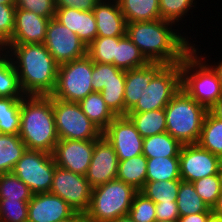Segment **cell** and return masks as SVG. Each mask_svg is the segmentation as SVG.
I'll return each mask as SVG.
<instances>
[{
	"mask_svg": "<svg viewBox=\"0 0 222 222\" xmlns=\"http://www.w3.org/2000/svg\"><path fill=\"white\" fill-rule=\"evenodd\" d=\"M127 116L143 138L166 132L164 108L147 112H129Z\"/></svg>",
	"mask_w": 222,
	"mask_h": 222,
	"instance_id": "cell-26",
	"label": "cell"
},
{
	"mask_svg": "<svg viewBox=\"0 0 222 222\" xmlns=\"http://www.w3.org/2000/svg\"><path fill=\"white\" fill-rule=\"evenodd\" d=\"M58 222H74V214L70 218Z\"/></svg>",
	"mask_w": 222,
	"mask_h": 222,
	"instance_id": "cell-55",
	"label": "cell"
},
{
	"mask_svg": "<svg viewBox=\"0 0 222 222\" xmlns=\"http://www.w3.org/2000/svg\"><path fill=\"white\" fill-rule=\"evenodd\" d=\"M15 0H0V4L14 5Z\"/></svg>",
	"mask_w": 222,
	"mask_h": 222,
	"instance_id": "cell-54",
	"label": "cell"
},
{
	"mask_svg": "<svg viewBox=\"0 0 222 222\" xmlns=\"http://www.w3.org/2000/svg\"><path fill=\"white\" fill-rule=\"evenodd\" d=\"M50 18L16 7L13 35L6 44H44Z\"/></svg>",
	"mask_w": 222,
	"mask_h": 222,
	"instance_id": "cell-18",
	"label": "cell"
},
{
	"mask_svg": "<svg viewBox=\"0 0 222 222\" xmlns=\"http://www.w3.org/2000/svg\"><path fill=\"white\" fill-rule=\"evenodd\" d=\"M55 19L77 34L86 46L97 37V23L92 11H81L74 8H56Z\"/></svg>",
	"mask_w": 222,
	"mask_h": 222,
	"instance_id": "cell-20",
	"label": "cell"
},
{
	"mask_svg": "<svg viewBox=\"0 0 222 222\" xmlns=\"http://www.w3.org/2000/svg\"><path fill=\"white\" fill-rule=\"evenodd\" d=\"M44 45L58 65L87 55V46L77 34L59 23L55 18H51L48 23Z\"/></svg>",
	"mask_w": 222,
	"mask_h": 222,
	"instance_id": "cell-12",
	"label": "cell"
},
{
	"mask_svg": "<svg viewBox=\"0 0 222 222\" xmlns=\"http://www.w3.org/2000/svg\"><path fill=\"white\" fill-rule=\"evenodd\" d=\"M221 158L198 144L182 145L179 153L180 178L192 183L198 179L220 173Z\"/></svg>",
	"mask_w": 222,
	"mask_h": 222,
	"instance_id": "cell-13",
	"label": "cell"
},
{
	"mask_svg": "<svg viewBox=\"0 0 222 222\" xmlns=\"http://www.w3.org/2000/svg\"><path fill=\"white\" fill-rule=\"evenodd\" d=\"M150 62L145 58L140 49L128 38L127 35L119 37L114 66L122 70H131L144 67Z\"/></svg>",
	"mask_w": 222,
	"mask_h": 222,
	"instance_id": "cell-28",
	"label": "cell"
},
{
	"mask_svg": "<svg viewBox=\"0 0 222 222\" xmlns=\"http://www.w3.org/2000/svg\"><path fill=\"white\" fill-rule=\"evenodd\" d=\"M181 180L179 157L147 158L146 181Z\"/></svg>",
	"mask_w": 222,
	"mask_h": 222,
	"instance_id": "cell-30",
	"label": "cell"
},
{
	"mask_svg": "<svg viewBox=\"0 0 222 222\" xmlns=\"http://www.w3.org/2000/svg\"><path fill=\"white\" fill-rule=\"evenodd\" d=\"M210 213L211 212H203L180 216L178 222H206Z\"/></svg>",
	"mask_w": 222,
	"mask_h": 222,
	"instance_id": "cell-47",
	"label": "cell"
},
{
	"mask_svg": "<svg viewBox=\"0 0 222 222\" xmlns=\"http://www.w3.org/2000/svg\"><path fill=\"white\" fill-rule=\"evenodd\" d=\"M164 110L166 132L182 145L197 144L208 109L180 88Z\"/></svg>",
	"mask_w": 222,
	"mask_h": 222,
	"instance_id": "cell-5",
	"label": "cell"
},
{
	"mask_svg": "<svg viewBox=\"0 0 222 222\" xmlns=\"http://www.w3.org/2000/svg\"><path fill=\"white\" fill-rule=\"evenodd\" d=\"M118 162L112 144L101 135L95 142L86 179L93 188L115 180L118 174Z\"/></svg>",
	"mask_w": 222,
	"mask_h": 222,
	"instance_id": "cell-16",
	"label": "cell"
},
{
	"mask_svg": "<svg viewBox=\"0 0 222 222\" xmlns=\"http://www.w3.org/2000/svg\"><path fill=\"white\" fill-rule=\"evenodd\" d=\"M75 212L59 196L51 193L33 194L28 202L27 222H58L70 218Z\"/></svg>",
	"mask_w": 222,
	"mask_h": 222,
	"instance_id": "cell-17",
	"label": "cell"
},
{
	"mask_svg": "<svg viewBox=\"0 0 222 222\" xmlns=\"http://www.w3.org/2000/svg\"><path fill=\"white\" fill-rule=\"evenodd\" d=\"M125 82H111L100 92L106 106L115 116H125Z\"/></svg>",
	"mask_w": 222,
	"mask_h": 222,
	"instance_id": "cell-40",
	"label": "cell"
},
{
	"mask_svg": "<svg viewBox=\"0 0 222 222\" xmlns=\"http://www.w3.org/2000/svg\"><path fill=\"white\" fill-rule=\"evenodd\" d=\"M14 5L19 9L34 12L45 18H55V0H15Z\"/></svg>",
	"mask_w": 222,
	"mask_h": 222,
	"instance_id": "cell-43",
	"label": "cell"
},
{
	"mask_svg": "<svg viewBox=\"0 0 222 222\" xmlns=\"http://www.w3.org/2000/svg\"><path fill=\"white\" fill-rule=\"evenodd\" d=\"M156 220H178L180 215L178 212L177 201L170 203H155Z\"/></svg>",
	"mask_w": 222,
	"mask_h": 222,
	"instance_id": "cell-45",
	"label": "cell"
},
{
	"mask_svg": "<svg viewBox=\"0 0 222 222\" xmlns=\"http://www.w3.org/2000/svg\"><path fill=\"white\" fill-rule=\"evenodd\" d=\"M156 222H178V220H156Z\"/></svg>",
	"mask_w": 222,
	"mask_h": 222,
	"instance_id": "cell-56",
	"label": "cell"
},
{
	"mask_svg": "<svg viewBox=\"0 0 222 222\" xmlns=\"http://www.w3.org/2000/svg\"><path fill=\"white\" fill-rule=\"evenodd\" d=\"M147 158L140 154L118 162L117 180L133 186L140 191L146 182Z\"/></svg>",
	"mask_w": 222,
	"mask_h": 222,
	"instance_id": "cell-24",
	"label": "cell"
},
{
	"mask_svg": "<svg viewBox=\"0 0 222 222\" xmlns=\"http://www.w3.org/2000/svg\"><path fill=\"white\" fill-rule=\"evenodd\" d=\"M126 71L113 64L93 62L92 86L94 92H101L111 82H125Z\"/></svg>",
	"mask_w": 222,
	"mask_h": 222,
	"instance_id": "cell-37",
	"label": "cell"
},
{
	"mask_svg": "<svg viewBox=\"0 0 222 222\" xmlns=\"http://www.w3.org/2000/svg\"><path fill=\"white\" fill-rule=\"evenodd\" d=\"M32 196L30 188L12 172L0 175V200L30 201Z\"/></svg>",
	"mask_w": 222,
	"mask_h": 222,
	"instance_id": "cell-35",
	"label": "cell"
},
{
	"mask_svg": "<svg viewBox=\"0 0 222 222\" xmlns=\"http://www.w3.org/2000/svg\"><path fill=\"white\" fill-rule=\"evenodd\" d=\"M110 222H135L129 215L118 217L115 220H112Z\"/></svg>",
	"mask_w": 222,
	"mask_h": 222,
	"instance_id": "cell-53",
	"label": "cell"
},
{
	"mask_svg": "<svg viewBox=\"0 0 222 222\" xmlns=\"http://www.w3.org/2000/svg\"><path fill=\"white\" fill-rule=\"evenodd\" d=\"M55 166L52 154L27 149L16 162L12 173L23 181L33 194L49 193Z\"/></svg>",
	"mask_w": 222,
	"mask_h": 222,
	"instance_id": "cell-10",
	"label": "cell"
},
{
	"mask_svg": "<svg viewBox=\"0 0 222 222\" xmlns=\"http://www.w3.org/2000/svg\"><path fill=\"white\" fill-rule=\"evenodd\" d=\"M164 66L162 63H149L148 65L126 70L125 75V116L136 106L142 97L145 87L149 85L154 75Z\"/></svg>",
	"mask_w": 222,
	"mask_h": 222,
	"instance_id": "cell-21",
	"label": "cell"
},
{
	"mask_svg": "<svg viewBox=\"0 0 222 222\" xmlns=\"http://www.w3.org/2000/svg\"><path fill=\"white\" fill-rule=\"evenodd\" d=\"M102 135L112 144L118 161L143 153L144 138L128 116H116L102 132Z\"/></svg>",
	"mask_w": 222,
	"mask_h": 222,
	"instance_id": "cell-14",
	"label": "cell"
},
{
	"mask_svg": "<svg viewBox=\"0 0 222 222\" xmlns=\"http://www.w3.org/2000/svg\"><path fill=\"white\" fill-rule=\"evenodd\" d=\"M182 144L169 133L163 132L145 137L143 140V155L146 158L179 157Z\"/></svg>",
	"mask_w": 222,
	"mask_h": 222,
	"instance_id": "cell-23",
	"label": "cell"
},
{
	"mask_svg": "<svg viewBox=\"0 0 222 222\" xmlns=\"http://www.w3.org/2000/svg\"><path fill=\"white\" fill-rule=\"evenodd\" d=\"M119 37L97 36L87 46V56L93 61L102 64H113L116 57Z\"/></svg>",
	"mask_w": 222,
	"mask_h": 222,
	"instance_id": "cell-36",
	"label": "cell"
},
{
	"mask_svg": "<svg viewBox=\"0 0 222 222\" xmlns=\"http://www.w3.org/2000/svg\"><path fill=\"white\" fill-rule=\"evenodd\" d=\"M181 182L182 180L146 181L140 192L154 203H170L177 201Z\"/></svg>",
	"mask_w": 222,
	"mask_h": 222,
	"instance_id": "cell-34",
	"label": "cell"
},
{
	"mask_svg": "<svg viewBox=\"0 0 222 222\" xmlns=\"http://www.w3.org/2000/svg\"><path fill=\"white\" fill-rule=\"evenodd\" d=\"M19 77L8 53L0 49V97L23 98Z\"/></svg>",
	"mask_w": 222,
	"mask_h": 222,
	"instance_id": "cell-29",
	"label": "cell"
},
{
	"mask_svg": "<svg viewBox=\"0 0 222 222\" xmlns=\"http://www.w3.org/2000/svg\"><path fill=\"white\" fill-rule=\"evenodd\" d=\"M220 173H221V177H222V160H221V164H220Z\"/></svg>",
	"mask_w": 222,
	"mask_h": 222,
	"instance_id": "cell-57",
	"label": "cell"
},
{
	"mask_svg": "<svg viewBox=\"0 0 222 222\" xmlns=\"http://www.w3.org/2000/svg\"><path fill=\"white\" fill-rule=\"evenodd\" d=\"M97 23V36L123 37L127 22L117 0H100L92 10Z\"/></svg>",
	"mask_w": 222,
	"mask_h": 222,
	"instance_id": "cell-19",
	"label": "cell"
},
{
	"mask_svg": "<svg viewBox=\"0 0 222 222\" xmlns=\"http://www.w3.org/2000/svg\"><path fill=\"white\" fill-rule=\"evenodd\" d=\"M85 115L103 132L116 117L106 106L100 92L88 94L79 102Z\"/></svg>",
	"mask_w": 222,
	"mask_h": 222,
	"instance_id": "cell-25",
	"label": "cell"
},
{
	"mask_svg": "<svg viewBox=\"0 0 222 222\" xmlns=\"http://www.w3.org/2000/svg\"><path fill=\"white\" fill-rule=\"evenodd\" d=\"M212 212L222 216V192L218 196L217 202L212 208Z\"/></svg>",
	"mask_w": 222,
	"mask_h": 222,
	"instance_id": "cell-51",
	"label": "cell"
},
{
	"mask_svg": "<svg viewBox=\"0 0 222 222\" xmlns=\"http://www.w3.org/2000/svg\"><path fill=\"white\" fill-rule=\"evenodd\" d=\"M137 192L133 186L117 179L94 187L86 213L98 222L127 216Z\"/></svg>",
	"mask_w": 222,
	"mask_h": 222,
	"instance_id": "cell-6",
	"label": "cell"
},
{
	"mask_svg": "<svg viewBox=\"0 0 222 222\" xmlns=\"http://www.w3.org/2000/svg\"><path fill=\"white\" fill-rule=\"evenodd\" d=\"M196 0H160V17L163 20L174 23L175 25L185 19L190 9L196 7Z\"/></svg>",
	"mask_w": 222,
	"mask_h": 222,
	"instance_id": "cell-38",
	"label": "cell"
},
{
	"mask_svg": "<svg viewBox=\"0 0 222 222\" xmlns=\"http://www.w3.org/2000/svg\"><path fill=\"white\" fill-rule=\"evenodd\" d=\"M74 222H98L97 220L90 217L86 212H75Z\"/></svg>",
	"mask_w": 222,
	"mask_h": 222,
	"instance_id": "cell-49",
	"label": "cell"
},
{
	"mask_svg": "<svg viewBox=\"0 0 222 222\" xmlns=\"http://www.w3.org/2000/svg\"><path fill=\"white\" fill-rule=\"evenodd\" d=\"M26 150V145L18 134L0 133V175L11 173Z\"/></svg>",
	"mask_w": 222,
	"mask_h": 222,
	"instance_id": "cell-27",
	"label": "cell"
},
{
	"mask_svg": "<svg viewBox=\"0 0 222 222\" xmlns=\"http://www.w3.org/2000/svg\"><path fill=\"white\" fill-rule=\"evenodd\" d=\"M135 222H156L155 203L138 191L128 214Z\"/></svg>",
	"mask_w": 222,
	"mask_h": 222,
	"instance_id": "cell-41",
	"label": "cell"
},
{
	"mask_svg": "<svg viewBox=\"0 0 222 222\" xmlns=\"http://www.w3.org/2000/svg\"><path fill=\"white\" fill-rule=\"evenodd\" d=\"M96 140H60L52 156L55 164L63 169L86 176Z\"/></svg>",
	"mask_w": 222,
	"mask_h": 222,
	"instance_id": "cell-15",
	"label": "cell"
},
{
	"mask_svg": "<svg viewBox=\"0 0 222 222\" xmlns=\"http://www.w3.org/2000/svg\"><path fill=\"white\" fill-rule=\"evenodd\" d=\"M208 64L217 74L218 80L220 81L222 86V60L221 61L219 60L217 63L215 61L213 63L209 62Z\"/></svg>",
	"mask_w": 222,
	"mask_h": 222,
	"instance_id": "cell-50",
	"label": "cell"
},
{
	"mask_svg": "<svg viewBox=\"0 0 222 222\" xmlns=\"http://www.w3.org/2000/svg\"><path fill=\"white\" fill-rule=\"evenodd\" d=\"M22 98L0 97V133L19 134Z\"/></svg>",
	"mask_w": 222,
	"mask_h": 222,
	"instance_id": "cell-32",
	"label": "cell"
},
{
	"mask_svg": "<svg viewBox=\"0 0 222 222\" xmlns=\"http://www.w3.org/2000/svg\"><path fill=\"white\" fill-rule=\"evenodd\" d=\"M28 202L0 200V222H27Z\"/></svg>",
	"mask_w": 222,
	"mask_h": 222,
	"instance_id": "cell-42",
	"label": "cell"
},
{
	"mask_svg": "<svg viewBox=\"0 0 222 222\" xmlns=\"http://www.w3.org/2000/svg\"><path fill=\"white\" fill-rule=\"evenodd\" d=\"M15 9V5L0 4V49L13 35Z\"/></svg>",
	"mask_w": 222,
	"mask_h": 222,
	"instance_id": "cell-44",
	"label": "cell"
},
{
	"mask_svg": "<svg viewBox=\"0 0 222 222\" xmlns=\"http://www.w3.org/2000/svg\"><path fill=\"white\" fill-rule=\"evenodd\" d=\"M25 95L50 96L56 86L58 64L44 44H5Z\"/></svg>",
	"mask_w": 222,
	"mask_h": 222,
	"instance_id": "cell-2",
	"label": "cell"
},
{
	"mask_svg": "<svg viewBox=\"0 0 222 222\" xmlns=\"http://www.w3.org/2000/svg\"><path fill=\"white\" fill-rule=\"evenodd\" d=\"M93 61L83 58L58 65L56 86L52 97L68 102H80L93 93Z\"/></svg>",
	"mask_w": 222,
	"mask_h": 222,
	"instance_id": "cell-7",
	"label": "cell"
},
{
	"mask_svg": "<svg viewBox=\"0 0 222 222\" xmlns=\"http://www.w3.org/2000/svg\"><path fill=\"white\" fill-rule=\"evenodd\" d=\"M192 184L197 194L212 209L222 192L221 173L198 179L192 182Z\"/></svg>",
	"mask_w": 222,
	"mask_h": 222,
	"instance_id": "cell-39",
	"label": "cell"
},
{
	"mask_svg": "<svg viewBox=\"0 0 222 222\" xmlns=\"http://www.w3.org/2000/svg\"><path fill=\"white\" fill-rule=\"evenodd\" d=\"M127 23L161 19L160 0H117Z\"/></svg>",
	"mask_w": 222,
	"mask_h": 222,
	"instance_id": "cell-22",
	"label": "cell"
},
{
	"mask_svg": "<svg viewBox=\"0 0 222 222\" xmlns=\"http://www.w3.org/2000/svg\"><path fill=\"white\" fill-rule=\"evenodd\" d=\"M19 136L29 150L53 153L59 141L53 113V97L25 95L22 98Z\"/></svg>",
	"mask_w": 222,
	"mask_h": 222,
	"instance_id": "cell-3",
	"label": "cell"
},
{
	"mask_svg": "<svg viewBox=\"0 0 222 222\" xmlns=\"http://www.w3.org/2000/svg\"><path fill=\"white\" fill-rule=\"evenodd\" d=\"M93 187L86 176L55 166L51 194L66 201L76 212H86L90 205Z\"/></svg>",
	"mask_w": 222,
	"mask_h": 222,
	"instance_id": "cell-11",
	"label": "cell"
},
{
	"mask_svg": "<svg viewBox=\"0 0 222 222\" xmlns=\"http://www.w3.org/2000/svg\"><path fill=\"white\" fill-rule=\"evenodd\" d=\"M178 25L163 19L132 22L127 23L126 35L150 63L178 64L192 49L193 40L174 29Z\"/></svg>",
	"mask_w": 222,
	"mask_h": 222,
	"instance_id": "cell-1",
	"label": "cell"
},
{
	"mask_svg": "<svg viewBox=\"0 0 222 222\" xmlns=\"http://www.w3.org/2000/svg\"><path fill=\"white\" fill-rule=\"evenodd\" d=\"M177 206L180 216L195 213L212 212V209L197 194L192 183L182 181L177 194Z\"/></svg>",
	"mask_w": 222,
	"mask_h": 222,
	"instance_id": "cell-33",
	"label": "cell"
},
{
	"mask_svg": "<svg viewBox=\"0 0 222 222\" xmlns=\"http://www.w3.org/2000/svg\"><path fill=\"white\" fill-rule=\"evenodd\" d=\"M194 42L196 41L193 40L192 49L181 62V88L195 101L209 109L222 97V86L217 74L208 64L207 56L206 58L202 56V52Z\"/></svg>",
	"mask_w": 222,
	"mask_h": 222,
	"instance_id": "cell-4",
	"label": "cell"
},
{
	"mask_svg": "<svg viewBox=\"0 0 222 222\" xmlns=\"http://www.w3.org/2000/svg\"><path fill=\"white\" fill-rule=\"evenodd\" d=\"M100 0H55L56 8H74L92 11Z\"/></svg>",
	"mask_w": 222,
	"mask_h": 222,
	"instance_id": "cell-46",
	"label": "cell"
},
{
	"mask_svg": "<svg viewBox=\"0 0 222 222\" xmlns=\"http://www.w3.org/2000/svg\"><path fill=\"white\" fill-rule=\"evenodd\" d=\"M197 144L222 159V120L207 112Z\"/></svg>",
	"mask_w": 222,
	"mask_h": 222,
	"instance_id": "cell-31",
	"label": "cell"
},
{
	"mask_svg": "<svg viewBox=\"0 0 222 222\" xmlns=\"http://www.w3.org/2000/svg\"><path fill=\"white\" fill-rule=\"evenodd\" d=\"M181 88V63L164 65L145 87L142 97L130 112L165 108Z\"/></svg>",
	"mask_w": 222,
	"mask_h": 222,
	"instance_id": "cell-9",
	"label": "cell"
},
{
	"mask_svg": "<svg viewBox=\"0 0 222 222\" xmlns=\"http://www.w3.org/2000/svg\"><path fill=\"white\" fill-rule=\"evenodd\" d=\"M56 132L60 140H97L102 131L85 115L78 102L53 97Z\"/></svg>",
	"mask_w": 222,
	"mask_h": 222,
	"instance_id": "cell-8",
	"label": "cell"
},
{
	"mask_svg": "<svg viewBox=\"0 0 222 222\" xmlns=\"http://www.w3.org/2000/svg\"><path fill=\"white\" fill-rule=\"evenodd\" d=\"M206 222H222V216L211 212L209 214Z\"/></svg>",
	"mask_w": 222,
	"mask_h": 222,
	"instance_id": "cell-52",
	"label": "cell"
},
{
	"mask_svg": "<svg viewBox=\"0 0 222 222\" xmlns=\"http://www.w3.org/2000/svg\"><path fill=\"white\" fill-rule=\"evenodd\" d=\"M208 112L215 118L222 120V97L219 98L209 109Z\"/></svg>",
	"mask_w": 222,
	"mask_h": 222,
	"instance_id": "cell-48",
	"label": "cell"
}]
</instances>
